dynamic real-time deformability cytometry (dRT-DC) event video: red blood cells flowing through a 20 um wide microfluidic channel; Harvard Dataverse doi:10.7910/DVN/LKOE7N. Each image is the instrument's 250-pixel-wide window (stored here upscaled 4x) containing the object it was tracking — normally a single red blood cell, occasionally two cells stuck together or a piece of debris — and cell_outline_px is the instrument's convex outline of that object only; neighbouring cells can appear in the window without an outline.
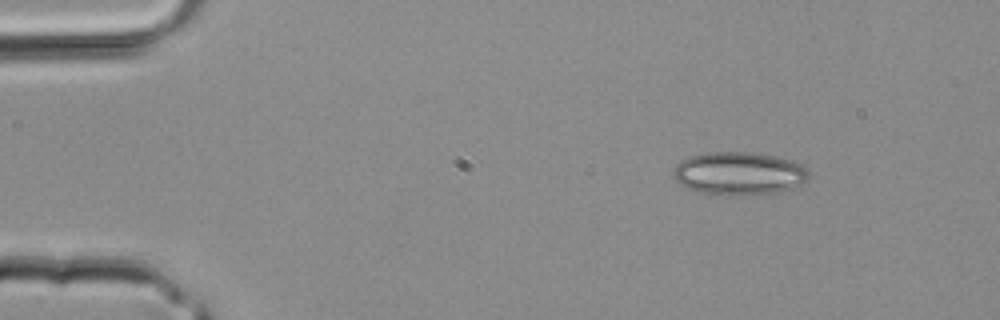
{"species": "common noctule bat (a hibernating species)", "species_latin": "Nyctalus noctula", "temperature_condition": "room temperature", "stored_images_in_passage": 2, "camera_frame_rate_fps": 3000, "um_per_image_px": 0.085, "animal": {"sex": "male", "body_mass_g": 20.4}, "frame": {"image": 1, "passage_image": 1, "time_ms": 0.0, "image_size_px": [1000, 320], "cell_outline_px": [[808, 176], [800, 184], [788, 188], [772, 192], [728, 196], [708, 196], [688, 188], [680, 184], [672, 176], [672, 172], [676, 164], [680, 160], [688, 156], [708, 152], [752, 152], [772, 156], [788, 160], [800, 164], [808, 172]], "centroid_in_image_um": [62.68, 14.75], "position_along_channel_um": 22.3, "area_um2": 33.87}}